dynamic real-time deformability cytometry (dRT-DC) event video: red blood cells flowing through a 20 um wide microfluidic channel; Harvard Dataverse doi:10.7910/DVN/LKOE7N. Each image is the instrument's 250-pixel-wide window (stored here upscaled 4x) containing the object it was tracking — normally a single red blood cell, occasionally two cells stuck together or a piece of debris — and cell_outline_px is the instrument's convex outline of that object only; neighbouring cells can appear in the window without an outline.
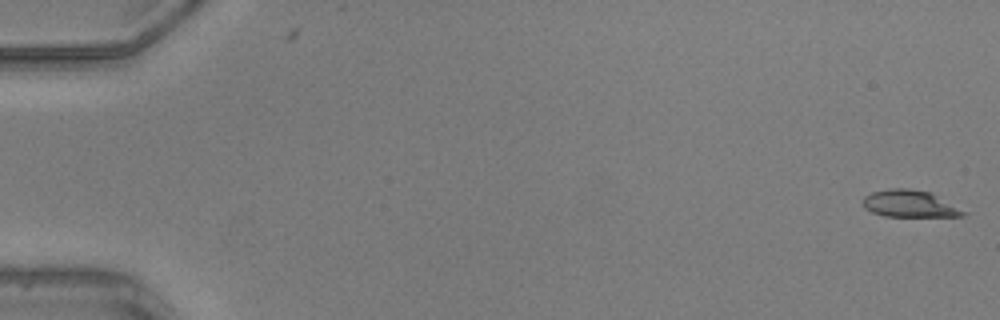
{"species": "common noctule bat (a hibernating species)", "species_latin": "Nyctalus noctula", "temperature_condition": "warm", "stored_images_in_passage": 10, "camera_frame_rate_fps": 3000, "um_per_image_px": 0.085, "animal": {"sex": "male", "body_mass_g": 20.5, "forearm_length_mm": 52.5}, "frame": {"image": 1, "passage_image": 1, "time_ms": 0.0, "image_size_px": [1000, 320], "cell_outline_px": [[968, 212], [964, 216], [884, 216], [872, 212], [864, 208], [864, 196], [872, 192], [888, 188], [908, 188], [928, 192]], "centroid_in_image_um": [77.29, 17.32], "position_along_channel_um": 7.7, "area_um2": 15.55}}